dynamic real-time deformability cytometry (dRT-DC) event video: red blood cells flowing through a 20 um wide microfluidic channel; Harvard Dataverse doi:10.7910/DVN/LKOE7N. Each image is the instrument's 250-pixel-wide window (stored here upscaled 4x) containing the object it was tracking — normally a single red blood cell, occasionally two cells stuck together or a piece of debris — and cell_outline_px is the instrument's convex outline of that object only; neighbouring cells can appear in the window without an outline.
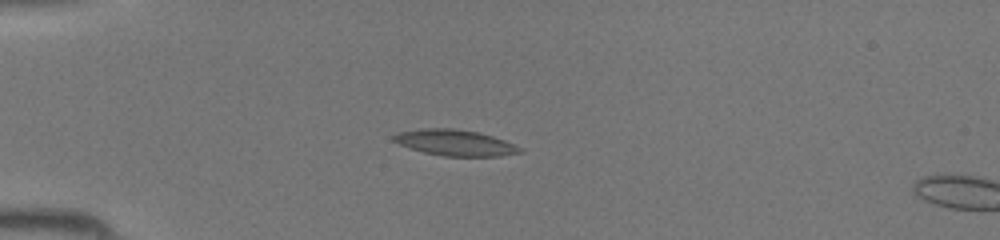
{"species": "common noctule bat (a hibernating species)", "species_latin": "Nyctalus noctula", "temperature_condition": "room temperature", "stored_images_in_passage": 14, "camera_frame_rate_fps": 3000, "um_per_image_px": 0.085, "animal": {"sex": "female", "body_mass_g": 19.5, "forearm_length_mm": 54.1}, "frame": {"image": 1, "passage_image": 12, "time_ms": 3.667, "image_size_px": [1000, 240], "cell_outline_px": [[524, 152], [500, 156], [444, 156], [424, 152], [400, 144], [392, 140], [392, 136], [400, 132], [424, 128], [452, 128], [480, 132], [504, 140], [520, 148]], "centroid_in_image_um": [38.69, 12.13], "position_along_channel_um": 46.3, "area_um2": 18.9}}